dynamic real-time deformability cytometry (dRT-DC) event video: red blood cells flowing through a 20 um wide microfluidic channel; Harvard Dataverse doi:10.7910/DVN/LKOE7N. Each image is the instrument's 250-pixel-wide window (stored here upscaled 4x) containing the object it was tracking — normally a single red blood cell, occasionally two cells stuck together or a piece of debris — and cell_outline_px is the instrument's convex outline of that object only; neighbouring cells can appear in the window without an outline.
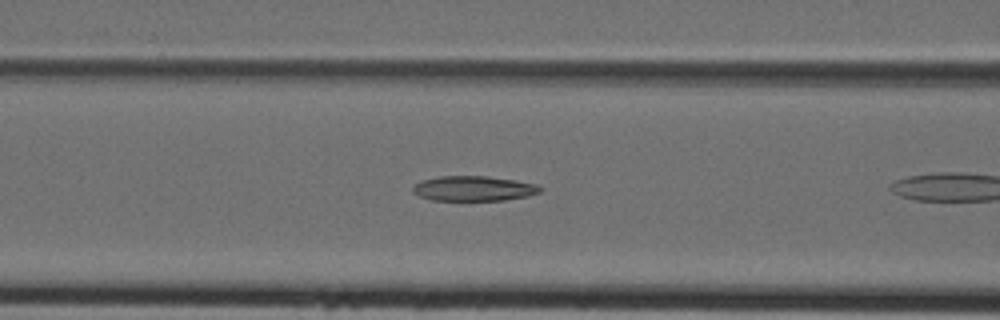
{"species": "Egyptian fruit bat (a non-hibernating species)", "species_latin": "Rousettus aegyptiacus", "temperature_condition": "cold", "stored_images_in_passage": 15, "camera_frame_rate_fps": 3000, "um_per_image_px": 0.085, "animal": {"sex": "female"}, "frame": {"image": 1, "passage_image": 9, "time_ms": 2.667, "image_size_px": [1000, 320], "cell_outline_px": [[544, 188], [540, 192], [528, 196], [504, 200], [432, 200], [420, 196], [412, 192], [412, 188], [416, 184], [424, 180], [440, 176], [488, 176], [536, 184]], "centroid_in_image_um": [40.28, 16.02], "position_along_channel_um": 126.3, "area_um2": 18.38}}
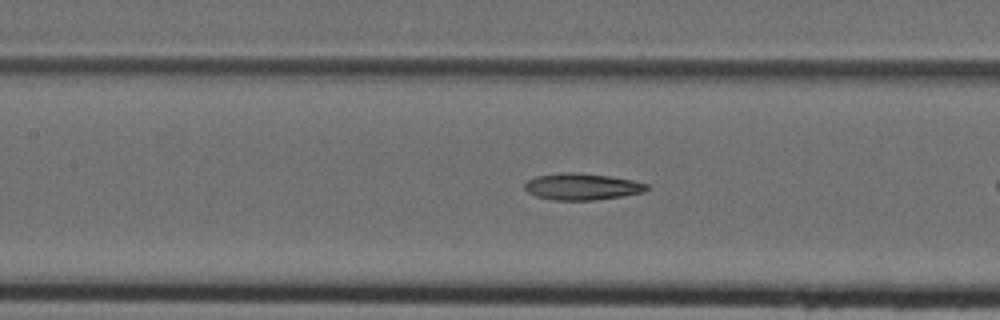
{"frame": {"image": 2, "passage_image": 11, "time_ms": 3.333, "image_size_px": [1000, 320], "cell_outline_px": [[648, 188], [644, 192], [624, 196], [592, 200], [552, 200], [536, 196], [528, 192], [524, 188], [524, 184], [528, 180], [536, 176], [560, 172], [576, 172], [608, 176], [632, 180], [648, 184]], "centroid_in_image_um": [49.45, 15.86], "position_along_channel_um": 157.9, "area_um2": 18.96}}